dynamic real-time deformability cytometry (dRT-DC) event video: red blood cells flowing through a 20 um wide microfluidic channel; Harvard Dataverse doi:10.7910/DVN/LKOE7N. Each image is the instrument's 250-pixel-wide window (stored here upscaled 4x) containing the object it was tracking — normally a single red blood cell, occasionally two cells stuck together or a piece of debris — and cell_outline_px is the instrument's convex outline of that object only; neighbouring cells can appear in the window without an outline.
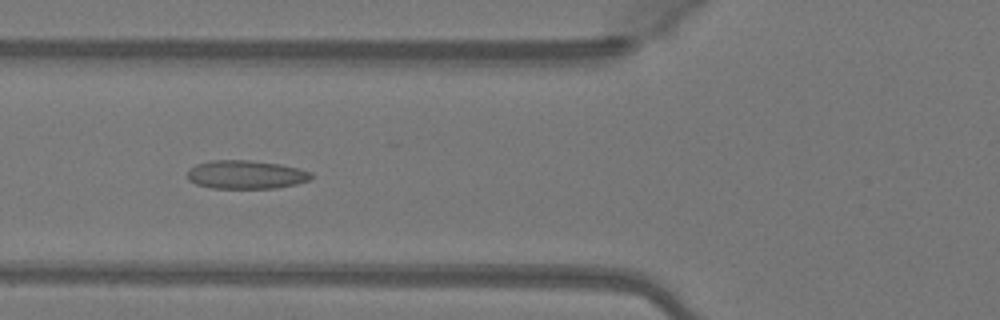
{"species": "Egyptian fruit bat (a non-hibernating species)", "species_latin": "Rousettus aegyptiacus", "temperature_condition": "warm", "stored_images_in_passage": 48, "camera_frame_rate_fps": 3000, "um_per_image_px": 0.085, "animal": {"sex": "female"}, "frame": {"image": 1, "passage_image": 17, "time_ms": 5.333, "image_size_px": [1000, 320], "cell_outline_px": [[312, 180], [296, 184], [276, 188], [212, 188], [196, 184], [188, 180], [188, 168], [196, 164], [208, 160], [248, 160], [280, 164], [312, 172]], "centroid_in_image_um": [20.89, 14.84], "position_along_channel_um": 104.9, "area_um2": 20.69}}
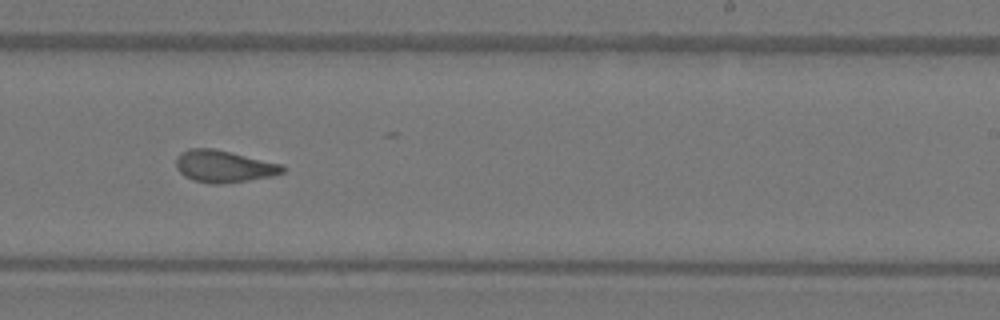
{"frame": {"image": 2, "passage_image": 29, "time_ms": 9.333, "image_size_px": [1000, 320], "cell_outline_px": [[284, 172], [272, 176], [248, 180], [216, 184], [212, 184], [196, 180], [184, 176], [176, 168], [176, 156], [180, 152], [188, 148], [212, 148], [232, 152], [284, 164]], "centroid_in_image_um": [19.02, 14.12], "position_along_channel_um": 270.0, "area_um2": 19.94}}
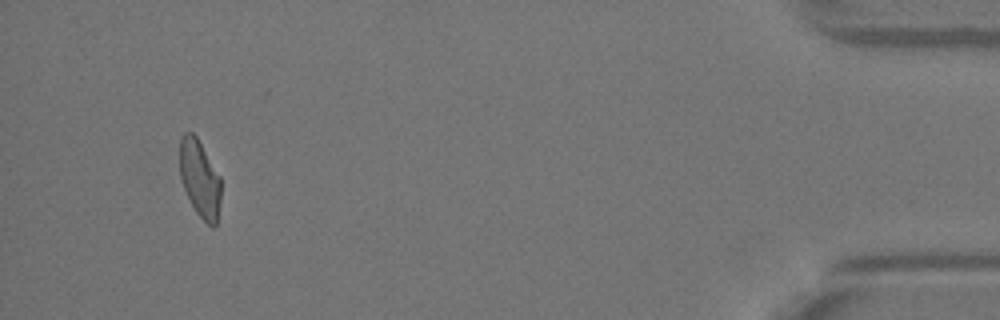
{"frame": {"image": 3, "passage_image": 45, "time_ms": 14.667, "image_size_px": [1000, 320], "cell_outline_px": [[220, 200], [216, 224], [212, 228], [196, 212], [184, 188], [180, 176], [180, 136], [184, 132], [192, 132], [196, 136], [220, 176]], "centroid_in_image_um": [16.97, 15.16], "position_along_channel_um": 418.2, "area_um2": 18.26}, "authors_computed_cell_mechanics": {"area_um2": 19.8254, "velocity_mm_per_s": 4.1261, "shape_relaxation_time_tau1_ms": 10.4511, "shape_relaxation_time_tau2_ms": 1.7104, "deformation_change_tau1": 0.2348, "deformation_change_tau2": 0.0878}}